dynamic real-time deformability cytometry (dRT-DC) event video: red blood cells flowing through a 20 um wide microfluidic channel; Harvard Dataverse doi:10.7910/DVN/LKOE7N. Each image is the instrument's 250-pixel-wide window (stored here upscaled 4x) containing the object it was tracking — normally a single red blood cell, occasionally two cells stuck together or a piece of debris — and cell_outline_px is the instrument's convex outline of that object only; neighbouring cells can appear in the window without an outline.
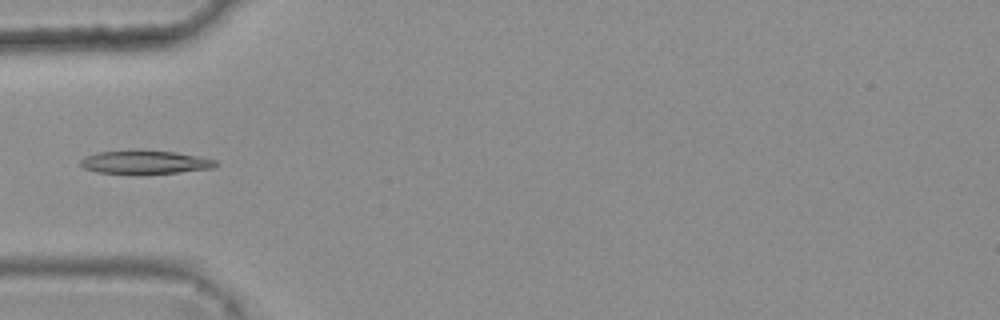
{"species": "common noctule bat (a hibernating species)", "species_latin": "Nyctalus noctula", "temperature_condition": "warm", "stored_images_in_passage": 3, "camera_frame_rate_fps": 3000, "um_per_image_px": 0.085, "animal": {"sex": "female", "body_mass_g": 25.1}, "frame": {"image": 1, "passage_image": 3, "time_ms": 0.667, "image_size_px": [1000, 320], "cell_outline_px": [[220, 164], [212, 168], [176, 172], [96, 172], [84, 168], [80, 164], [80, 160], [84, 156], [96, 152], [128, 148], [136, 148], [176, 152], [216, 160]], "centroid_in_image_um": [12.27, 13.72], "position_along_channel_um": 72.7, "area_um2": 18.5}}